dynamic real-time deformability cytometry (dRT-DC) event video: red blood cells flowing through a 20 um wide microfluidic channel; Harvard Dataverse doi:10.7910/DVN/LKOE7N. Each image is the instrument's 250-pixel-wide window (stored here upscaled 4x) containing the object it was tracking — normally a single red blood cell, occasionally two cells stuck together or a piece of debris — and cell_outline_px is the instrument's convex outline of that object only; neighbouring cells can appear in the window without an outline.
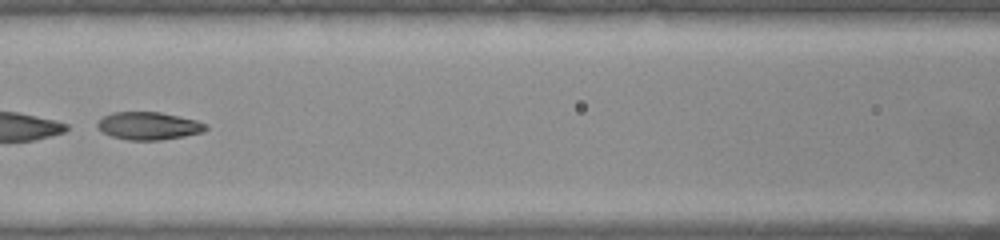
{"species": "common noctule bat (a hibernating species)", "species_latin": "Nyctalus noctula", "temperature_condition": "warm", "stored_images_in_passage": 50, "camera_frame_rate_fps": 3000, "um_per_image_px": 0.085, "animal": {"sex": "female", "body_mass_g": 22.0, "forearm_length_mm": 56.7}, "frame": {"image": 1, "passage_image": 22, "time_ms": 7.0, "image_size_px": [1000, 240], "cell_outline_px": [[208, 128], [204, 132], [184, 136], [160, 140], [128, 140], [112, 136], [96, 128], [96, 124], [104, 116], [112, 112], [160, 112], [196, 120], [208, 124]], "centroid_in_image_um": [12.65, 10.7], "position_along_channel_um": 153.9, "area_um2": 17.51}}